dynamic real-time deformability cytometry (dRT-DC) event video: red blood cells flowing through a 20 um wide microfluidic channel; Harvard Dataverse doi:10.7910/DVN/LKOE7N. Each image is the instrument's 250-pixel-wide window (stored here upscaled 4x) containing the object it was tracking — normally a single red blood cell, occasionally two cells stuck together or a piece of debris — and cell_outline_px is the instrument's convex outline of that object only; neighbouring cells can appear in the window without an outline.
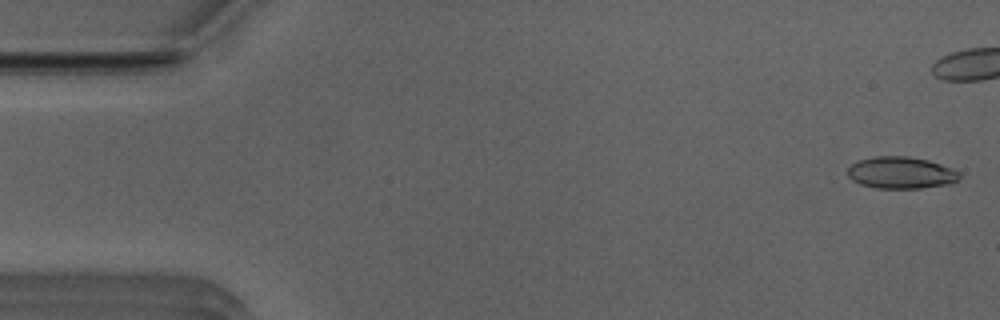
{"species": "Egyptian fruit bat (a non-hibernating species)", "species_latin": "Rousettus aegyptiacus", "temperature_condition": "room temperature", "stored_images_in_passage": 10, "camera_frame_rate_fps": 3000, "um_per_image_px": 0.085, "animal": {"sex": "male"}, "frame": {"image": 1, "passage_image": 1, "time_ms": 0.0, "image_size_px": [1000, 320], "cell_outline_px": [[960, 176], [952, 184], [920, 188], [876, 188], [860, 184], [852, 180], [848, 176], [848, 168], [852, 164], [860, 160], [876, 156], [908, 156], [928, 160], [952, 168], [960, 172]], "centroid_in_image_um": [76.6, 14.68], "position_along_channel_um": 8.4, "area_um2": 20.75}}